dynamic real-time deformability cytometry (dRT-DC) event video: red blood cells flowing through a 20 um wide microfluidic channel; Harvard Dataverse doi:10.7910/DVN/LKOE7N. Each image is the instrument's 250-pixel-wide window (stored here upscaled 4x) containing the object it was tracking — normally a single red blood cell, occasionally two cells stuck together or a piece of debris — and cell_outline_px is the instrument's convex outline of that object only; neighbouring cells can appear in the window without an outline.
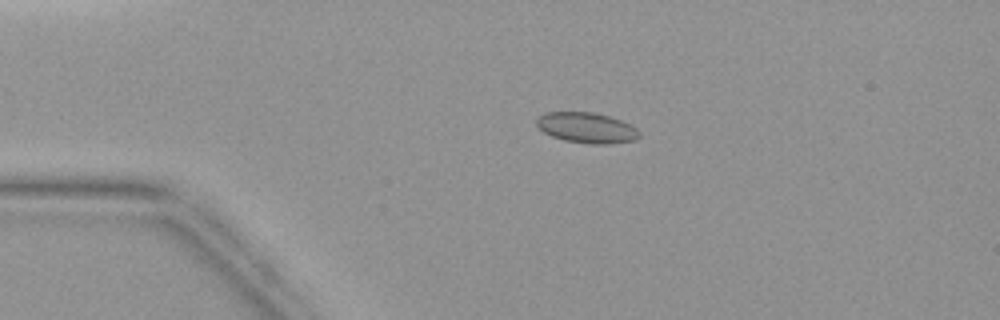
{"species": "common noctule bat (a hibernating species)", "species_latin": "Nyctalus noctula", "temperature_condition": "warm", "stored_images_in_passage": 4, "camera_frame_rate_fps": 3000, "um_per_image_px": 0.085, "animal": {"sex": "female", "body_mass_g": 19.9}, "frame": {"image": 1, "passage_image": 3, "time_ms": 2.333, "image_size_px": [1000, 320], "cell_outline_px": [[640, 136], [636, 140], [608, 144], [592, 144], [564, 140], [552, 136], [544, 132], [536, 124], [536, 120], [544, 112], [592, 112], [608, 116], [620, 120], [636, 128], [640, 132]], "centroid_in_image_um": [49.87, 10.86], "position_along_channel_um": 35.1, "area_um2": 18.15}}